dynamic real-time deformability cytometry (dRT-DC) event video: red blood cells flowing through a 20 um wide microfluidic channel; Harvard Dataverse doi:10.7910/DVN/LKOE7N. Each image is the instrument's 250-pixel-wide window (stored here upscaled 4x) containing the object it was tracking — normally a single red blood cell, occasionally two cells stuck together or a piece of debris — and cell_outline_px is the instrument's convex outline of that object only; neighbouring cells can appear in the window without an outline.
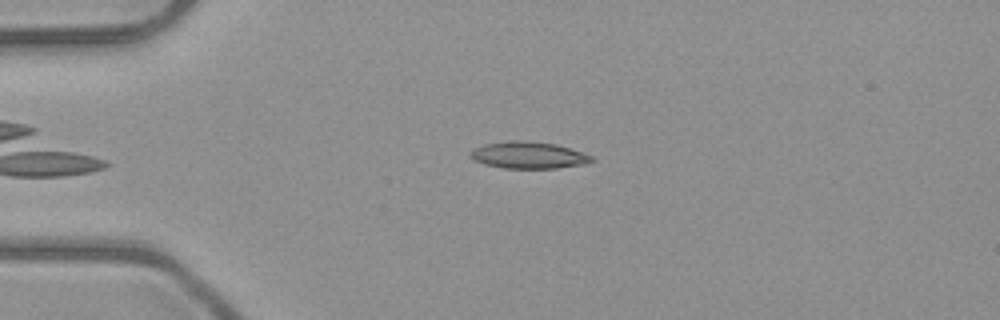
{"species": "common noctule bat (a hibernating species)", "species_latin": "Nyctalus noctula", "temperature_condition": "room temperature", "stored_images_in_passage": 36, "camera_frame_rate_fps": 3000, "um_per_image_px": 0.085, "animal": {"sex": "male", "body_mass_g": 23.1, "forearm_length_mm": 52.7}, "frame": {"image": 1, "passage_image": 1, "time_ms": 0.0, "image_size_px": [1000, 320], "cell_outline_px": [[596, 160], [584, 164], [556, 168], [504, 168], [484, 164], [476, 160], [472, 156], [472, 152], [476, 148], [484, 144], [520, 140], [556, 144], [592, 156]], "centroid_in_image_um": [44.97, 13.2], "position_along_channel_um": 40.0, "area_um2": 18.44}}
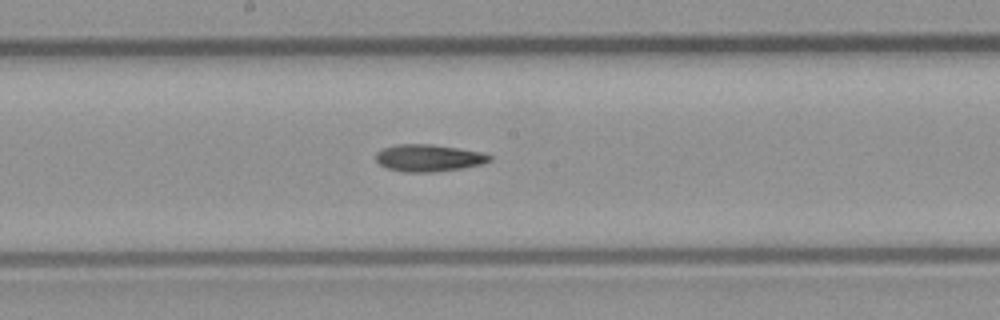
{"frame": {"image": 2, "passage_image": 16, "time_ms": 5.0, "image_size_px": [1000, 320], "cell_outline_px": [[492, 160], [480, 164], [460, 168], [432, 172], [404, 172], [388, 168], [380, 164], [376, 160], [376, 152], [384, 148], [396, 144], [432, 144], [484, 152], [492, 156]], "centroid_in_image_um": [36.44, 13.41], "position_along_channel_um": 211.8, "area_um2": 17.86}}
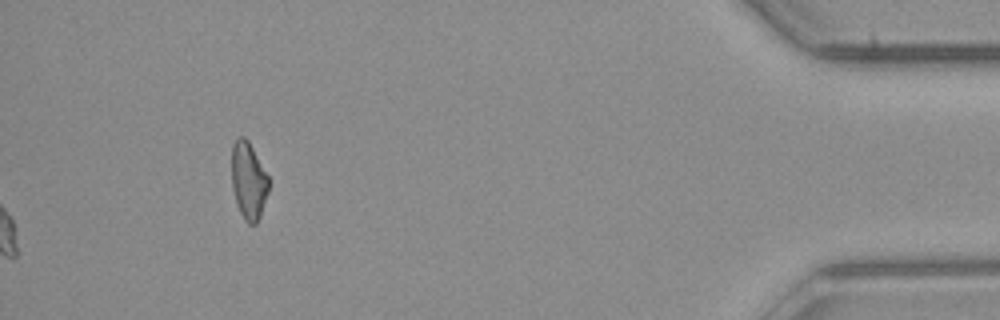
{"frame": {"image": 3, "passage_image": 36, "time_ms": 11.667, "image_size_px": [1000, 320], "cell_outline_px": [[268, 192], [260, 216], [256, 224], [248, 224], [244, 220], [236, 204], [232, 188], [232, 144], [240, 136], [244, 136], [248, 140], [268, 176]], "centroid_in_image_um": [21.11, 15.37], "position_along_channel_um": 414.1, "area_um2": 16.59}}